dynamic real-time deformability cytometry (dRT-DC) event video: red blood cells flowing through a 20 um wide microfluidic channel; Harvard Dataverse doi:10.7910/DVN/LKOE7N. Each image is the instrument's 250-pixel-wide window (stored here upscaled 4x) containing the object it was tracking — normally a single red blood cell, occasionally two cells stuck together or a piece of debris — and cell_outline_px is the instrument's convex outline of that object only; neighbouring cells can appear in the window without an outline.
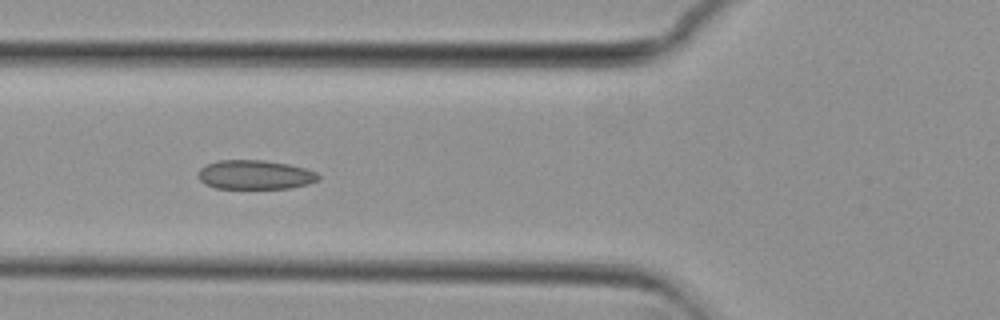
{"species": "common noctule bat (a hibernating species)", "species_latin": "Nyctalus noctula", "temperature_condition": "cold", "stored_images_in_passage": 24, "camera_frame_rate_fps": 3000, "um_per_image_px": 0.085, "animal": {"sex": "female", "body_mass_g": 29.2, "forearm_length_mm": 56.3}, "frame": {"image": 1, "passage_image": 20, "time_ms": 6.333, "image_size_px": [1000, 320], "cell_outline_px": [[320, 180], [308, 184], [292, 188], [216, 188], [204, 184], [196, 176], [196, 172], [200, 168], [208, 164], [220, 160], [264, 160], [288, 164], [304, 168], [316, 172], [320, 176]], "centroid_in_image_um": [21.67, 14.86], "position_along_channel_um": 104.1, "area_um2": 20.58}}